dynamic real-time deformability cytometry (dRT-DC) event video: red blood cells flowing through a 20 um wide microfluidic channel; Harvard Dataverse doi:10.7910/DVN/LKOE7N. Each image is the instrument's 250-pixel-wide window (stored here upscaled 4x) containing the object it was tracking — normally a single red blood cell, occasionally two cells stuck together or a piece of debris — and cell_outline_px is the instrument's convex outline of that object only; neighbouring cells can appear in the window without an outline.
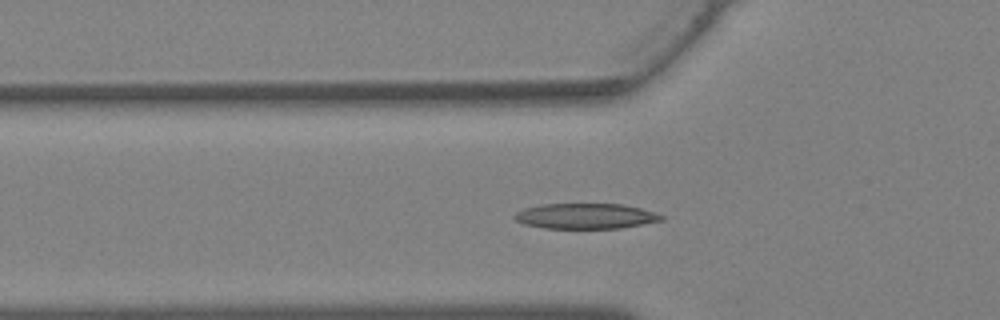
{"species": "Egyptian fruit bat (a non-hibernating species)", "species_latin": "Rousettus aegyptiacus", "temperature_condition": "warm", "stored_images_in_passage": 39, "camera_frame_rate_fps": 3000, "um_per_image_px": 0.085, "animal": {"sex": "female"}, "frame": {"image": 1, "passage_image": 13, "time_ms": 4.0, "image_size_px": [1000, 320], "cell_outline_px": [[664, 220], [620, 228], [544, 228], [524, 224], [516, 220], [512, 216], [516, 212], [524, 208], [540, 204], [624, 204], [656, 212], [664, 216]], "centroid_in_image_um": [49.78, 18.36], "position_along_channel_um": 76.0, "area_um2": 21.79}}
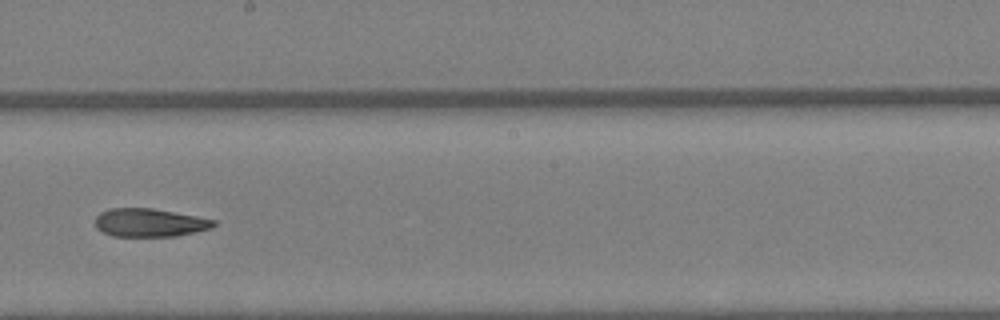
{"frame": {"image": 2, "passage_image": 22, "time_ms": 7.0, "image_size_px": [1000, 320], "cell_outline_px": [[216, 224], [212, 228], [196, 232], [176, 236], [112, 236], [96, 228], [96, 216], [100, 212], [112, 208], [152, 208], [196, 216], [216, 220]], "centroid_in_image_um": [12.73, 18.92], "position_along_channel_um": 235.5, "area_um2": 19.48}}
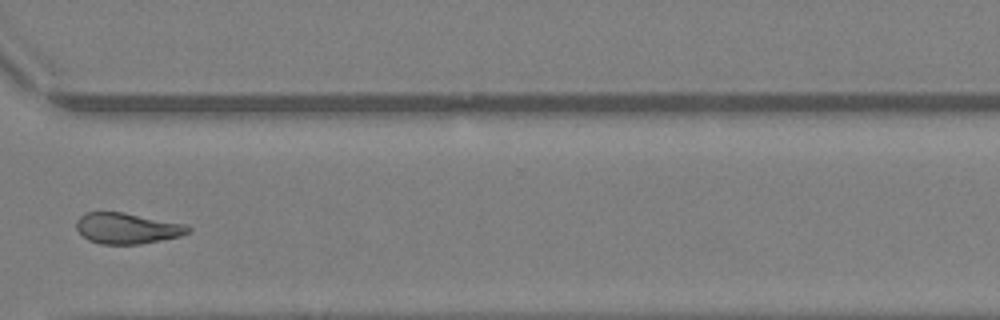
{"frame": {"image": 3, "passage_image": 29, "time_ms": 9.333, "image_size_px": [1000, 320], "cell_outline_px": [[192, 228], [188, 232], [180, 236], [140, 244], [100, 244], [88, 240], [76, 228], [76, 220], [84, 212], [124, 212], [188, 224]], "centroid_in_image_um": [10.82, 19.39], "position_along_channel_um": 359.8, "area_um2": 20.23}}